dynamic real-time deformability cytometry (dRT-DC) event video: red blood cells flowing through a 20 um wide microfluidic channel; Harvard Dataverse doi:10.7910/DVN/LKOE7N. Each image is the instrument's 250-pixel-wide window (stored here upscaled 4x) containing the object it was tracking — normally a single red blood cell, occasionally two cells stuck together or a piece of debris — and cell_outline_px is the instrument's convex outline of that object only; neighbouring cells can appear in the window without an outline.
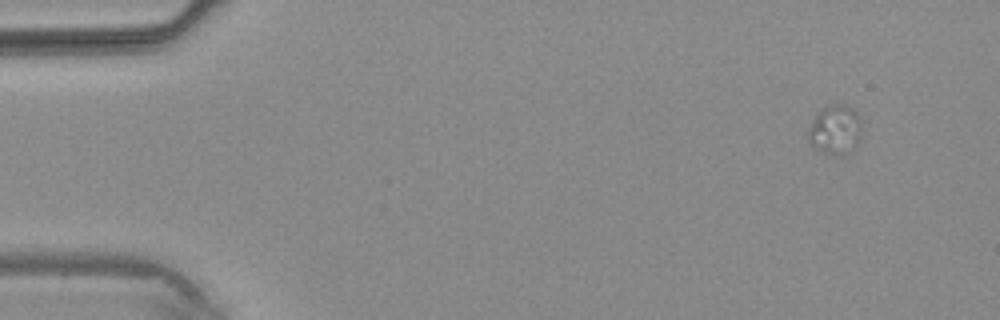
{"species": "common noctule bat (a hibernating species)", "species_latin": "Nyctalus noctula", "temperature_condition": "warm", "stored_images_in_passage": 4, "camera_frame_rate_fps": 3000, "um_per_image_px": 0.085, "animal": {"sex": "male", "body_mass_g": 20.4}, "frame": {"image": 1, "passage_image": 1, "time_ms": 0.0, "image_size_px": [1000, 320], "cell_outline_px": [[860, 140], [856, 144], [844, 152], [836, 156], [824, 152], [816, 148], [808, 140], [808, 132], [816, 112], [824, 108], [836, 104], [852, 108], [860, 116]], "centroid_in_image_um": [70.98, 11.01], "position_along_channel_um": 14.0, "area_um2": 14.85}}